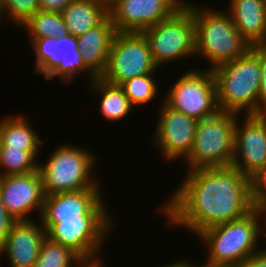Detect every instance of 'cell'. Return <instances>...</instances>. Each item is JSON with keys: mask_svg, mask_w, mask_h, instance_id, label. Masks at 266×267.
Masks as SVG:
<instances>
[{"mask_svg": "<svg viewBox=\"0 0 266 267\" xmlns=\"http://www.w3.org/2000/svg\"><path fill=\"white\" fill-rule=\"evenodd\" d=\"M45 238L46 231L41 222L16 221L7 238L0 244V254L7 255L12 267H33Z\"/></svg>", "mask_w": 266, "mask_h": 267, "instance_id": "cell-17", "label": "cell"}, {"mask_svg": "<svg viewBox=\"0 0 266 267\" xmlns=\"http://www.w3.org/2000/svg\"><path fill=\"white\" fill-rule=\"evenodd\" d=\"M252 197L256 207L266 211V167L252 178Z\"/></svg>", "mask_w": 266, "mask_h": 267, "instance_id": "cell-29", "label": "cell"}, {"mask_svg": "<svg viewBox=\"0 0 266 267\" xmlns=\"http://www.w3.org/2000/svg\"><path fill=\"white\" fill-rule=\"evenodd\" d=\"M183 0H112L108 13L116 32H142L168 19Z\"/></svg>", "mask_w": 266, "mask_h": 267, "instance_id": "cell-12", "label": "cell"}, {"mask_svg": "<svg viewBox=\"0 0 266 267\" xmlns=\"http://www.w3.org/2000/svg\"><path fill=\"white\" fill-rule=\"evenodd\" d=\"M262 215L266 218V211L256 207L240 219L204 229L195 235L207 245L206 249L209 248L205 264L241 266L250 255L260 250Z\"/></svg>", "mask_w": 266, "mask_h": 267, "instance_id": "cell-2", "label": "cell"}, {"mask_svg": "<svg viewBox=\"0 0 266 267\" xmlns=\"http://www.w3.org/2000/svg\"><path fill=\"white\" fill-rule=\"evenodd\" d=\"M200 267H242V266H229V265H208V264H204V265H201Z\"/></svg>", "mask_w": 266, "mask_h": 267, "instance_id": "cell-35", "label": "cell"}, {"mask_svg": "<svg viewBox=\"0 0 266 267\" xmlns=\"http://www.w3.org/2000/svg\"><path fill=\"white\" fill-rule=\"evenodd\" d=\"M262 119L266 122V107L263 108L259 113H258Z\"/></svg>", "mask_w": 266, "mask_h": 267, "instance_id": "cell-36", "label": "cell"}, {"mask_svg": "<svg viewBox=\"0 0 266 267\" xmlns=\"http://www.w3.org/2000/svg\"><path fill=\"white\" fill-rule=\"evenodd\" d=\"M244 116L241 126L236 121L231 166L252 179L266 167V122L259 114Z\"/></svg>", "mask_w": 266, "mask_h": 267, "instance_id": "cell-13", "label": "cell"}, {"mask_svg": "<svg viewBox=\"0 0 266 267\" xmlns=\"http://www.w3.org/2000/svg\"><path fill=\"white\" fill-rule=\"evenodd\" d=\"M242 267H266V252L262 249L250 255L241 265Z\"/></svg>", "mask_w": 266, "mask_h": 267, "instance_id": "cell-32", "label": "cell"}, {"mask_svg": "<svg viewBox=\"0 0 266 267\" xmlns=\"http://www.w3.org/2000/svg\"><path fill=\"white\" fill-rule=\"evenodd\" d=\"M264 230H265V229L262 228V233L264 234V236H265L264 239H265V241H266V231H264ZM263 231H264V232H263ZM262 250H263L264 252H266V248H265V247H264V249H262Z\"/></svg>", "mask_w": 266, "mask_h": 267, "instance_id": "cell-37", "label": "cell"}, {"mask_svg": "<svg viewBox=\"0 0 266 267\" xmlns=\"http://www.w3.org/2000/svg\"><path fill=\"white\" fill-rule=\"evenodd\" d=\"M111 219V216H80V219L40 222L46 237L53 242L71 248L84 261L103 262L98 253L105 243V237L113 229Z\"/></svg>", "mask_w": 266, "mask_h": 267, "instance_id": "cell-8", "label": "cell"}, {"mask_svg": "<svg viewBox=\"0 0 266 267\" xmlns=\"http://www.w3.org/2000/svg\"><path fill=\"white\" fill-rule=\"evenodd\" d=\"M89 89L100 95L99 112L105 121L116 122L126 118L134 108L120 85L108 83L97 77L91 82Z\"/></svg>", "mask_w": 266, "mask_h": 267, "instance_id": "cell-22", "label": "cell"}, {"mask_svg": "<svg viewBox=\"0 0 266 267\" xmlns=\"http://www.w3.org/2000/svg\"><path fill=\"white\" fill-rule=\"evenodd\" d=\"M250 50L257 56L261 69V82L258 95V113L266 107V45L255 44Z\"/></svg>", "mask_w": 266, "mask_h": 267, "instance_id": "cell-28", "label": "cell"}, {"mask_svg": "<svg viewBox=\"0 0 266 267\" xmlns=\"http://www.w3.org/2000/svg\"><path fill=\"white\" fill-rule=\"evenodd\" d=\"M153 77L154 74L142 75L126 80L120 85L134 108L156 99L159 90Z\"/></svg>", "mask_w": 266, "mask_h": 267, "instance_id": "cell-26", "label": "cell"}, {"mask_svg": "<svg viewBox=\"0 0 266 267\" xmlns=\"http://www.w3.org/2000/svg\"><path fill=\"white\" fill-rule=\"evenodd\" d=\"M26 116H6L0 120V145L3 148L41 150L42 139Z\"/></svg>", "mask_w": 266, "mask_h": 267, "instance_id": "cell-21", "label": "cell"}, {"mask_svg": "<svg viewBox=\"0 0 266 267\" xmlns=\"http://www.w3.org/2000/svg\"><path fill=\"white\" fill-rule=\"evenodd\" d=\"M17 220L7 211L0 195V244L7 238Z\"/></svg>", "mask_w": 266, "mask_h": 267, "instance_id": "cell-30", "label": "cell"}, {"mask_svg": "<svg viewBox=\"0 0 266 267\" xmlns=\"http://www.w3.org/2000/svg\"><path fill=\"white\" fill-rule=\"evenodd\" d=\"M228 14L240 35L252 46L266 38V0H231Z\"/></svg>", "mask_w": 266, "mask_h": 267, "instance_id": "cell-19", "label": "cell"}, {"mask_svg": "<svg viewBox=\"0 0 266 267\" xmlns=\"http://www.w3.org/2000/svg\"><path fill=\"white\" fill-rule=\"evenodd\" d=\"M73 0H39V11L61 13Z\"/></svg>", "mask_w": 266, "mask_h": 267, "instance_id": "cell-31", "label": "cell"}, {"mask_svg": "<svg viewBox=\"0 0 266 267\" xmlns=\"http://www.w3.org/2000/svg\"><path fill=\"white\" fill-rule=\"evenodd\" d=\"M30 43L36 55L33 74L42 73L48 81L60 77L64 83L73 81L82 72H87L90 82L97 78L83 63L77 37L71 34L59 38L51 36Z\"/></svg>", "mask_w": 266, "mask_h": 267, "instance_id": "cell-10", "label": "cell"}, {"mask_svg": "<svg viewBox=\"0 0 266 267\" xmlns=\"http://www.w3.org/2000/svg\"><path fill=\"white\" fill-rule=\"evenodd\" d=\"M2 18H3V17H2V14H1V10H0V20H2Z\"/></svg>", "mask_w": 266, "mask_h": 267, "instance_id": "cell-39", "label": "cell"}, {"mask_svg": "<svg viewBox=\"0 0 266 267\" xmlns=\"http://www.w3.org/2000/svg\"><path fill=\"white\" fill-rule=\"evenodd\" d=\"M103 266H104L103 262H89V261H84L78 267H103Z\"/></svg>", "mask_w": 266, "mask_h": 267, "instance_id": "cell-34", "label": "cell"}, {"mask_svg": "<svg viewBox=\"0 0 266 267\" xmlns=\"http://www.w3.org/2000/svg\"><path fill=\"white\" fill-rule=\"evenodd\" d=\"M115 33L114 24L108 15L95 28L77 37L83 63L96 77H101L106 71Z\"/></svg>", "mask_w": 266, "mask_h": 267, "instance_id": "cell-18", "label": "cell"}, {"mask_svg": "<svg viewBox=\"0 0 266 267\" xmlns=\"http://www.w3.org/2000/svg\"><path fill=\"white\" fill-rule=\"evenodd\" d=\"M0 195L8 213L17 221L32 220L30 212L41 215L44 203L40 171L0 176Z\"/></svg>", "mask_w": 266, "mask_h": 267, "instance_id": "cell-15", "label": "cell"}, {"mask_svg": "<svg viewBox=\"0 0 266 267\" xmlns=\"http://www.w3.org/2000/svg\"><path fill=\"white\" fill-rule=\"evenodd\" d=\"M58 146L46 162L39 163L44 194L101 189L98 179L91 175L97 156L79 145L64 143Z\"/></svg>", "mask_w": 266, "mask_h": 267, "instance_id": "cell-5", "label": "cell"}, {"mask_svg": "<svg viewBox=\"0 0 266 267\" xmlns=\"http://www.w3.org/2000/svg\"><path fill=\"white\" fill-rule=\"evenodd\" d=\"M40 150L3 148L0 145V176L27 174L39 170ZM37 160V161H36ZM5 170L4 172L2 171Z\"/></svg>", "mask_w": 266, "mask_h": 267, "instance_id": "cell-24", "label": "cell"}, {"mask_svg": "<svg viewBox=\"0 0 266 267\" xmlns=\"http://www.w3.org/2000/svg\"><path fill=\"white\" fill-rule=\"evenodd\" d=\"M28 32L30 42L34 39L69 34L61 13L38 11L20 26Z\"/></svg>", "mask_w": 266, "mask_h": 267, "instance_id": "cell-23", "label": "cell"}, {"mask_svg": "<svg viewBox=\"0 0 266 267\" xmlns=\"http://www.w3.org/2000/svg\"><path fill=\"white\" fill-rule=\"evenodd\" d=\"M83 262L84 260L71 248L53 242L46 237L33 267H78Z\"/></svg>", "mask_w": 266, "mask_h": 267, "instance_id": "cell-25", "label": "cell"}, {"mask_svg": "<svg viewBox=\"0 0 266 267\" xmlns=\"http://www.w3.org/2000/svg\"><path fill=\"white\" fill-rule=\"evenodd\" d=\"M240 115L219 111L198 122L192 149L185 159L188 171L231 166L234 130Z\"/></svg>", "mask_w": 266, "mask_h": 267, "instance_id": "cell-6", "label": "cell"}, {"mask_svg": "<svg viewBox=\"0 0 266 267\" xmlns=\"http://www.w3.org/2000/svg\"><path fill=\"white\" fill-rule=\"evenodd\" d=\"M216 10L193 4L195 55L205 57L213 65L210 69L233 61L251 47L240 35L231 16L225 10Z\"/></svg>", "mask_w": 266, "mask_h": 267, "instance_id": "cell-4", "label": "cell"}, {"mask_svg": "<svg viewBox=\"0 0 266 267\" xmlns=\"http://www.w3.org/2000/svg\"><path fill=\"white\" fill-rule=\"evenodd\" d=\"M184 178L161 207L169 220L166 222L174 227L197 235L204 229L240 219L256 208L252 179L232 166L190 170Z\"/></svg>", "mask_w": 266, "mask_h": 267, "instance_id": "cell-1", "label": "cell"}, {"mask_svg": "<svg viewBox=\"0 0 266 267\" xmlns=\"http://www.w3.org/2000/svg\"><path fill=\"white\" fill-rule=\"evenodd\" d=\"M192 4L186 1L168 19L142 31L158 67L196 56Z\"/></svg>", "mask_w": 266, "mask_h": 267, "instance_id": "cell-7", "label": "cell"}, {"mask_svg": "<svg viewBox=\"0 0 266 267\" xmlns=\"http://www.w3.org/2000/svg\"><path fill=\"white\" fill-rule=\"evenodd\" d=\"M0 10L11 22L21 26L39 11V0H0Z\"/></svg>", "mask_w": 266, "mask_h": 267, "instance_id": "cell-27", "label": "cell"}, {"mask_svg": "<svg viewBox=\"0 0 266 267\" xmlns=\"http://www.w3.org/2000/svg\"><path fill=\"white\" fill-rule=\"evenodd\" d=\"M211 70L215 78L220 111L240 115L258 114L261 69L257 56L250 49L233 61Z\"/></svg>", "mask_w": 266, "mask_h": 267, "instance_id": "cell-3", "label": "cell"}, {"mask_svg": "<svg viewBox=\"0 0 266 267\" xmlns=\"http://www.w3.org/2000/svg\"><path fill=\"white\" fill-rule=\"evenodd\" d=\"M100 189H81L45 195L41 220L80 219V216H111Z\"/></svg>", "mask_w": 266, "mask_h": 267, "instance_id": "cell-16", "label": "cell"}, {"mask_svg": "<svg viewBox=\"0 0 266 267\" xmlns=\"http://www.w3.org/2000/svg\"><path fill=\"white\" fill-rule=\"evenodd\" d=\"M61 15L68 33L78 37L99 25L108 15V3L104 0H73Z\"/></svg>", "mask_w": 266, "mask_h": 267, "instance_id": "cell-20", "label": "cell"}, {"mask_svg": "<svg viewBox=\"0 0 266 267\" xmlns=\"http://www.w3.org/2000/svg\"><path fill=\"white\" fill-rule=\"evenodd\" d=\"M162 267H200V265H197V263L194 264V262L193 263L190 261L188 262L187 260H181V261L178 260L177 262L174 261V263L173 262L171 264L169 263L166 266L164 264V266Z\"/></svg>", "mask_w": 266, "mask_h": 267, "instance_id": "cell-33", "label": "cell"}, {"mask_svg": "<svg viewBox=\"0 0 266 267\" xmlns=\"http://www.w3.org/2000/svg\"><path fill=\"white\" fill-rule=\"evenodd\" d=\"M173 83L163 102L175 111L198 121L217 114V89L212 70L198 68L185 72Z\"/></svg>", "mask_w": 266, "mask_h": 267, "instance_id": "cell-9", "label": "cell"}, {"mask_svg": "<svg viewBox=\"0 0 266 267\" xmlns=\"http://www.w3.org/2000/svg\"><path fill=\"white\" fill-rule=\"evenodd\" d=\"M161 103L153 143L161 151L160 154H163V159L185 160L192 149L199 121L173 110L163 100Z\"/></svg>", "mask_w": 266, "mask_h": 267, "instance_id": "cell-14", "label": "cell"}, {"mask_svg": "<svg viewBox=\"0 0 266 267\" xmlns=\"http://www.w3.org/2000/svg\"><path fill=\"white\" fill-rule=\"evenodd\" d=\"M157 69L160 68L154 63L142 32H116L110 45L107 68L101 78L121 85L134 77L154 74Z\"/></svg>", "mask_w": 266, "mask_h": 267, "instance_id": "cell-11", "label": "cell"}, {"mask_svg": "<svg viewBox=\"0 0 266 267\" xmlns=\"http://www.w3.org/2000/svg\"><path fill=\"white\" fill-rule=\"evenodd\" d=\"M104 1H106L109 4L112 0H104Z\"/></svg>", "mask_w": 266, "mask_h": 267, "instance_id": "cell-38", "label": "cell"}]
</instances>
